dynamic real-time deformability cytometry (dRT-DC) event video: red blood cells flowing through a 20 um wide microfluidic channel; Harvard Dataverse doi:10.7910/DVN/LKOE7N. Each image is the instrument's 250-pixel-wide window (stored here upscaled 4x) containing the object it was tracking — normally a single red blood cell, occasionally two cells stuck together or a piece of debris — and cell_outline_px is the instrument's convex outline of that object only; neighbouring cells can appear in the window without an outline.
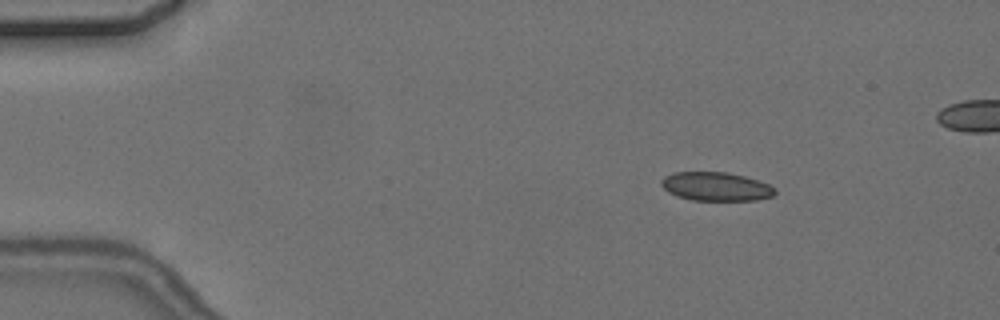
{"species": "common noctule bat (a hibernating species)", "species_latin": "Nyctalus noctula", "temperature_condition": "cold", "stored_images_in_passage": 14, "camera_frame_rate_fps": 3000, "um_per_image_px": 0.085, "animal": {"sex": "female", "body_mass_g": 24.6, "forearm_length_mm": 56.2}, "frame": {"image": 1, "passage_image": 1, "time_ms": 0.0, "image_size_px": [1000, 320], "cell_outline_px": [[776, 192], [772, 196], [756, 200], [692, 200], [676, 196], [668, 192], [660, 184], [660, 180], [664, 176], [672, 172], [728, 172], [744, 176], [768, 184], [776, 188]], "centroid_in_image_um": [60.82, 15.85], "position_along_channel_um": 24.2, "area_um2": 19.07}}
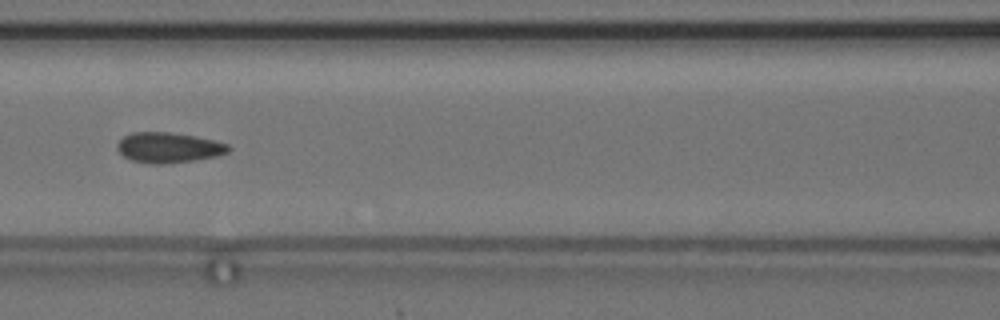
{"frame": {"image": 2, "passage_image": 5, "time_ms": 5.667, "image_size_px": [1000, 320], "cell_outline_px": [[232, 148], [228, 152], [216, 156], [196, 160], [160, 164], [148, 164], [132, 160], [124, 156], [116, 148], [116, 144], [124, 136], [132, 132], [168, 132], [196, 136], [216, 140], [228, 144]], "centroid_in_image_um": [14.34, 12.54], "position_along_channel_um": 152.3, "area_um2": 19.77}}
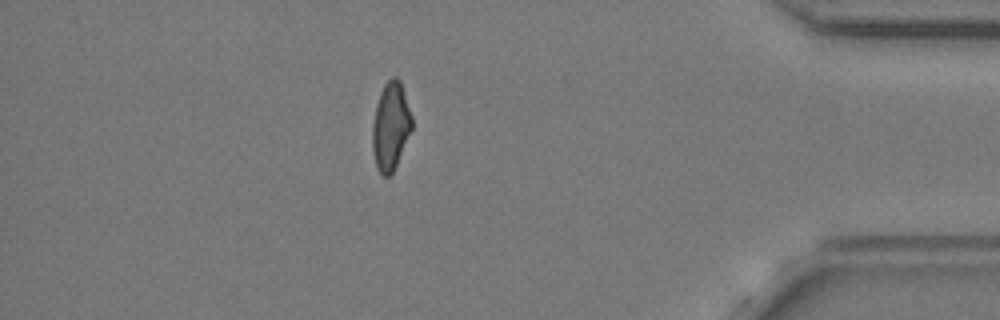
{"frame": {"image": 3, "passage_image": 14, "time_ms": 17.333, "image_size_px": [1000, 320], "cell_outline_px": [[412, 128], [396, 164], [392, 172], [388, 176], [384, 176], [376, 168], [372, 152], [372, 124], [376, 104], [380, 92], [384, 84], [392, 76], [396, 76], [400, 80], [412, 116]], "centroid_in_image_um": [33.18, 10.7], "position_along_channel_um": 402.0, "area_um2": 20.17}, "authors_computed_cell_mechanics": {"area_um2": 19.5364, "velocity_mm_per_s": 3.6453, "shape_relaxation_time_tau1_ms": null, "shape_relaxation_time_tau2_ms": 3.6089, "deformation_change_tau1": null, "deformation_change_tau2": 0.0575}}